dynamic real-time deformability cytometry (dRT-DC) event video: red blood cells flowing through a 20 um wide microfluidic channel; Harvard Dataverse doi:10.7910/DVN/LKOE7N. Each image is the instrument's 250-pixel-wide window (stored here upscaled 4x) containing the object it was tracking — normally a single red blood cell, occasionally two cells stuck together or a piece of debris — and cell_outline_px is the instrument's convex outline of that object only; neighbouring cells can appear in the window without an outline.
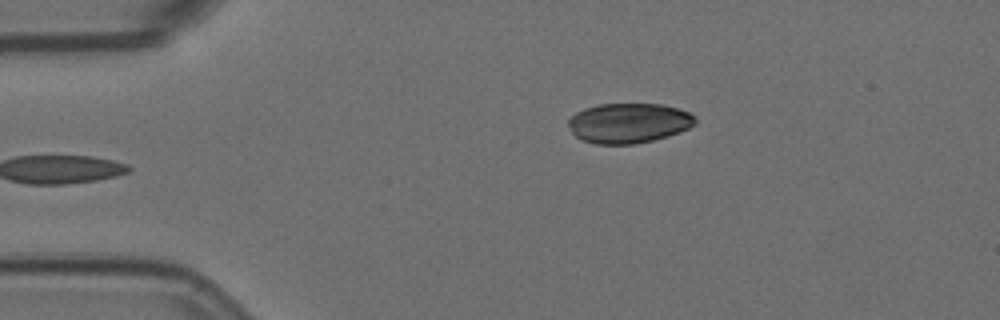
{"species": "Egyptian fruit bat (a non-hibernating species)", "species_latin": "Rousettus aegyptiacus", "temperature_condition": "room temperature", "stored_images_in_passage": 16, "camera_frame_rate_fps": 3000, "um_per_image_px": 0.085, "animal": {"sex": "female"}, "frame": {"image": 1, "passage_image": 5, "time_ms": 1.333, "image_size_px": [1000, 320], "cell_outline_px": [[696, 124], [680, 132], [668, 136], [652, 140], [632, 144], [596, 144], [580, 140], [572, 132], [568, 124], [568, 120], [576, 112], [584, 108], [600, 104], [660, 104], [680, 108], [696, 116]], "centroid_in_image_um": [53.45, 10.46], "position_along_channel_um": 31.6, "area_um2": 29.65}}
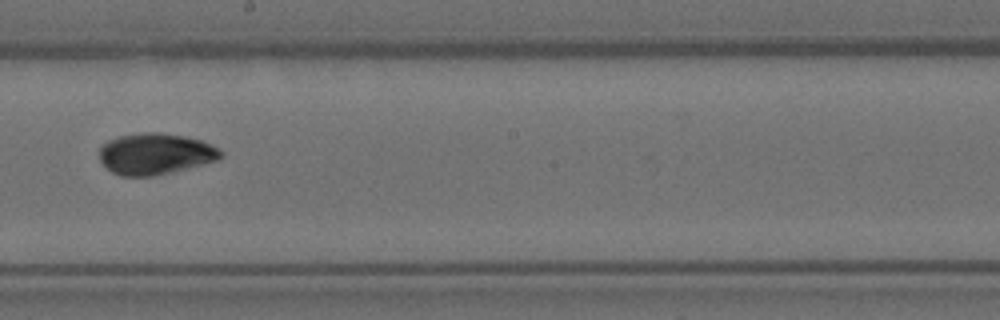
{"frame": {"image": 2, "passage_image": 11, "time_ms": 3.333, "image_size_px": [1000, 320], "cell_outline_px": [[224, 156], [216, 160], [152, 176], [120, 176], [112, 172], [100, 160], [100, 148], [108, 140], [120, 136], [140, 132], [160, 132], [184, 136], [200, 140], [212, 144], [220, 148], [224, 152]], "centroid_in_image_um": [13.21, 13.06], "position_along_channel_um": 235.0, "area_um2": 28.96}}
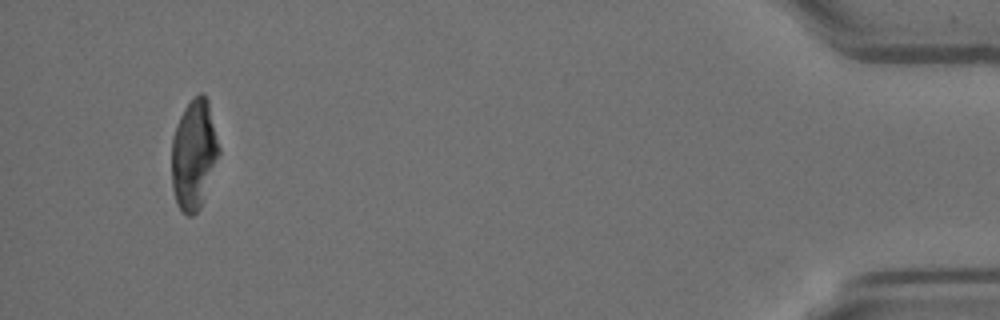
{"frame": {"image": 3, "passage_image": 16, "time_ms": 5.0, "image_size_px": [1000, 320], "cell_outline_px": [[220, 152], [200, 208], [192, 216], [188, 216], [176, 204], [172, 188], [172, 136], [176, 124], [184, 108], [192, 96], [200, 92], [204, 92], [208, 100], [220, 148]], "centroid_in_image_um": [16.47, 13.08], "position_along_channel_um": 418.7, "area_um2": 30.4}}